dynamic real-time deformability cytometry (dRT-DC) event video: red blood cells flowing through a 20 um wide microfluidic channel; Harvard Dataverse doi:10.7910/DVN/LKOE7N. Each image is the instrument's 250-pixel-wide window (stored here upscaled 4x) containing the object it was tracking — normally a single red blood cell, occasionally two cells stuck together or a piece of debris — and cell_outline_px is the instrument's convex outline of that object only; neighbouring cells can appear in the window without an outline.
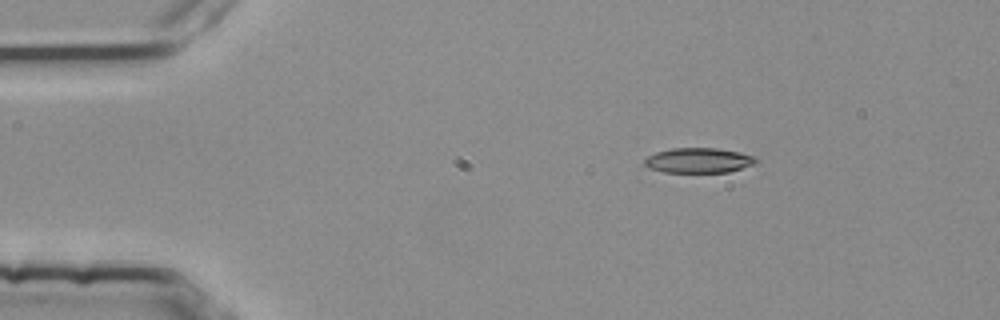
{"species": "common noctule bat (a hibernating species)", "species_latin": "Nyctalus noctula", "temperature_condition": "room temperature", "stored_images_in_passage": 4, "camera_frame_rate_fps": 3000, "um_per_image_px": 0.085, "animal": {"sex": "female", "body_mass_g": 25.1}, "frame": {"image": 1, "passage_image": 2, "time_ms": 0.333, "image_size_px": [1000, 320], "cell_outline_px": [[760, 160], [756, 164], [728, 172], [664, 172], [648, 168], [644, 164], [644, 160], [648, 156], [656, 152], [672, 148], [716, 148], [740, 152], [756, 156]], "centroid_in_image_um": [59.42, 13.63], "position_along_channel_um": 25.6, "area_um2": 16.42}}
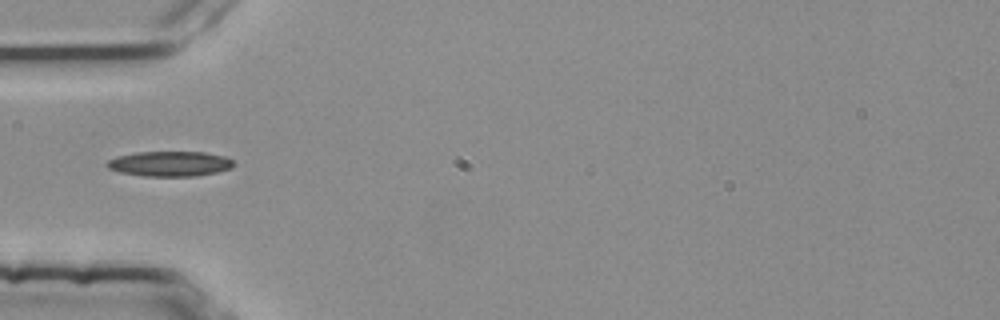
{"frame": {"image": 2, "passage_image": 4, "time_ms": 1.0, "image_size_px": [1000, 320], "cell_outline_px": [[236, 164], [232, 168], [216, 172], [196, 176], [144, 176], [120, 172], [108, 168], [104, 164], [108, 160], [116, 156], [136, 152], [204, 152], [224, 156], [232, 160]], "centroid_in_image_um": [14.43, 13.92], "position_along_channel_um": 70.6, "area_um2": 18.61}}